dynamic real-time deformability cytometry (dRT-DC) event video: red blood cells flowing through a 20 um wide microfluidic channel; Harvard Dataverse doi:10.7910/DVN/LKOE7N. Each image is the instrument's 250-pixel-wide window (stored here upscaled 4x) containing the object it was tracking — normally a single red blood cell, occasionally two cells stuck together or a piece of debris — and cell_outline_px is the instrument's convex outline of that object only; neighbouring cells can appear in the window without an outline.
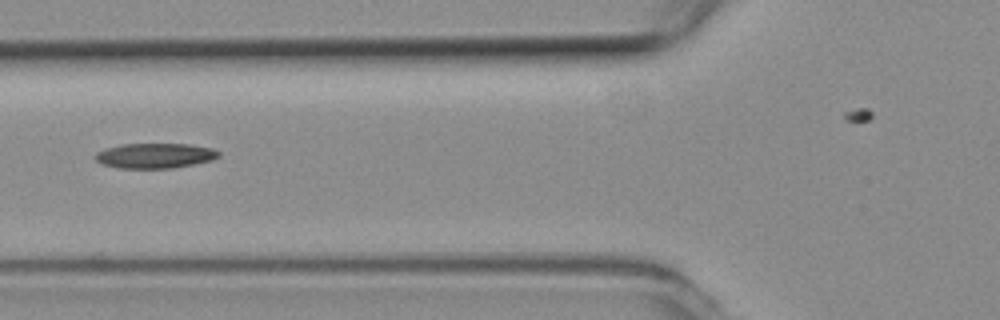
{"species": "common noctule bat (a hibernating species)", "species_latin": "Nyctalus noctula", "temperature_condition": "room temperature", "stored_images_in_passage": 7, "camera_frame_rate_fps": 3000, "um_per_image_px": 0.085, "animal": {"sex": "female", "body_mass_g": 19.3, "forearm_length_mm": 54.1}, "frame": {"image": 1, "passage_image": 3, "time_ms": 0.667, "image_size_px": [1000, 320], "cell_outline_px": [[220, 156], [212, 160], [172, 168], [116, 168], [104, 164], [96, 160], [96, 152], [120, 144], [188, 144], [212, 148], [220, 152]], "centroid_in_image_um": [13.19, 13.23], "position_along_channel_um": 112.6, "area_um2": 17.86}}
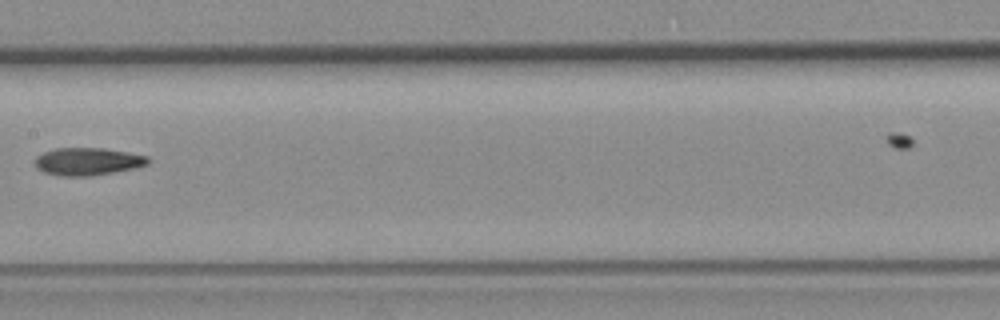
{"frame": {"image": 2, "passage_image": 5, "time_ms": 1.333, "image_size_px": [1000, 320], "cell_outline_px": [[148, 164], [136, 168], [92, 176], [60, 176], [44, 172], [36, 168], [32, 164], [36, 156], [44, 152], [56, 148], [104, 148], [128, 152], [148, 156]], "centroid_in_image_um": [7.41, 13.73], "position_along_channel_um": 200.0, "area_um2": 18.38}}
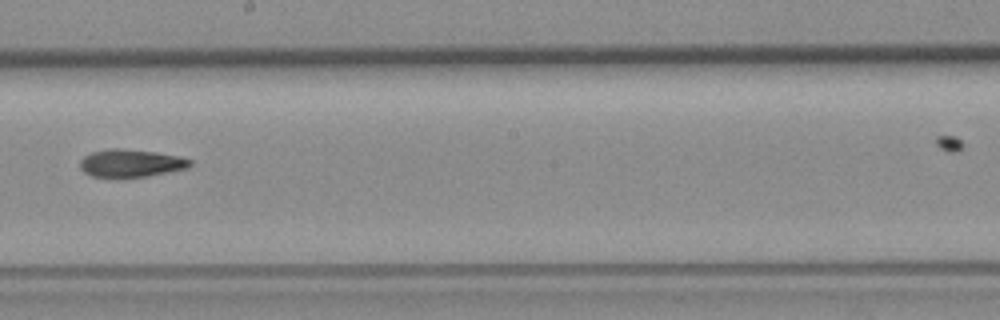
{"frame": {"image": 3, "passage_image": 6, "time_ms": 1.667, "image_size_px": [1000, 320], "cell_outline_px": [[192, 164], [188, 168], [148, 176], [92, 176], [84, 172], [80, 168], [80, 160], [84, 156], [92, 152], [108, 148], [120, 148], [156, 152], [180, 156], [192, 160]], "centroid_in_image_um": [11.14, 13.85], "position_along_channel_um": 237.1, "area_um2": 17.63}}